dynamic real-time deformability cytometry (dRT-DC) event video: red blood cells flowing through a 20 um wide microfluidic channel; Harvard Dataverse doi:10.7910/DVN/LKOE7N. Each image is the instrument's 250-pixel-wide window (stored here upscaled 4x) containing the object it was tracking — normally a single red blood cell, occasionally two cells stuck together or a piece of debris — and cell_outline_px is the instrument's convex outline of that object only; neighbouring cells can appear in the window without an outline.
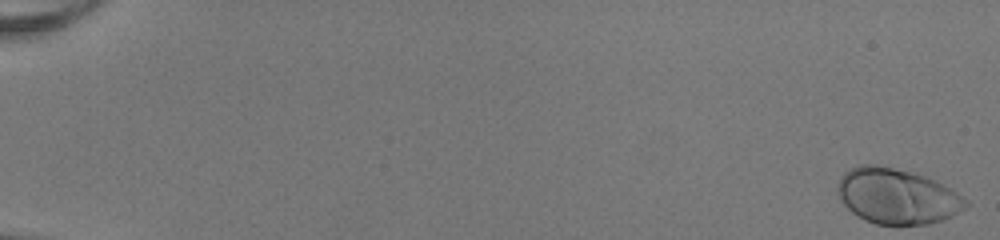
{"species": "human", "species_latin": "Homo sapiens", "temperature_condition": "room temperature", "stored_images_in_passage": 52, "camera_frame_rate_fps": 3000, "um_per_image_px": 0.085, "donor": {"sex": "female"}, "frame": {"image": 1, "passage_image": 1, "time_ms": 0.0, "image_size_px": [1000, 240], "cell_outline_px": [[968, 204], [964, 208], [952, 216], [928, 224], [876, 224], [864, 220], [852, 212], [840, 200], [836, 188], [840, 176], [848, 168], [860, 164], [876, 164], [912, 172], [924, 176], [956, 192], [968, 200]], "centroid_in_image_um": [76.18, 16.66], "position_along_channel_um": 8.8, "area_um2": 41.21}}
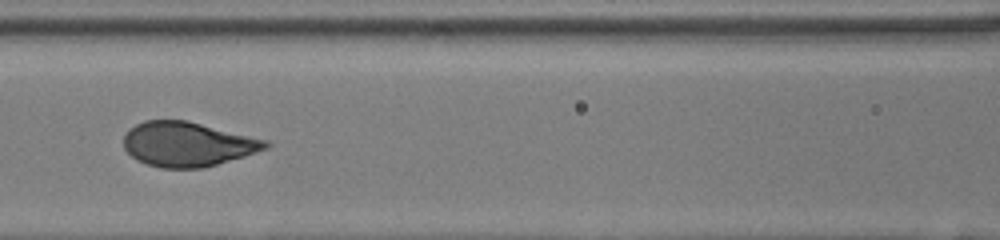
{"frame": {"image": 2, "passage_image": 26, "time_ms": 8.333, "image_size_px": [1000, 240], "cell_outline_px": [[272, 144], [268, 148], [244, 156], [204, 168], [160, 168], [144, 164], [136, 160], [124, 148], [124, 136], [128, 128], [144, 120], [184, 120], [268, 140]], "centroid_in_image_um": [15.92, 12.26], "position_along_channel_um": 150.7, "area_um2": 36.88}}
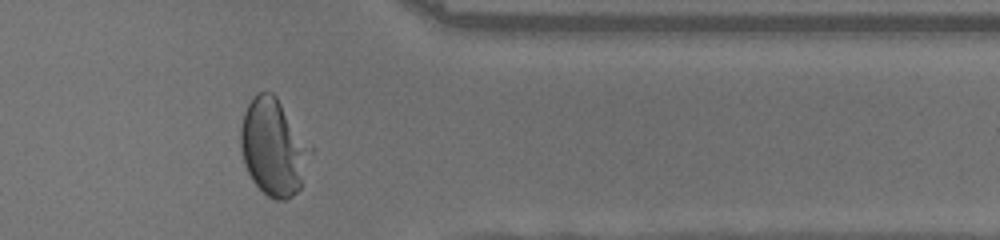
{"frame": {"image": 3, "passage_image": 44, "time_ms": 14.333, "image_size_px": [1000, 240], "cell_outline_px": [[300, 188], [292, 196], [284, 200], [276, 200], [268, 196], [252, 180], [244, 164], [240, 148], [240, 128], [244, 112], [248, 104], [256, 92], [272, 92], [276, 96], [280, 104], [296, 152], [300, 180]], "centroid_in_image_um": [22.87, 12.55], "position_along_channel_um": 388.5, "area_um2": 33.64}, "authors_computed_cell_mechanics": {"area_um2": 37.6278, "velocity_mm_per_s": 4.0726, "shape_relaxation_time_tau1_ms": 3.66, "shape_relaxation_time_tau2_ms": null, "deformation_change_tau1": 0.2005, "deformation_change_tau2": null}}